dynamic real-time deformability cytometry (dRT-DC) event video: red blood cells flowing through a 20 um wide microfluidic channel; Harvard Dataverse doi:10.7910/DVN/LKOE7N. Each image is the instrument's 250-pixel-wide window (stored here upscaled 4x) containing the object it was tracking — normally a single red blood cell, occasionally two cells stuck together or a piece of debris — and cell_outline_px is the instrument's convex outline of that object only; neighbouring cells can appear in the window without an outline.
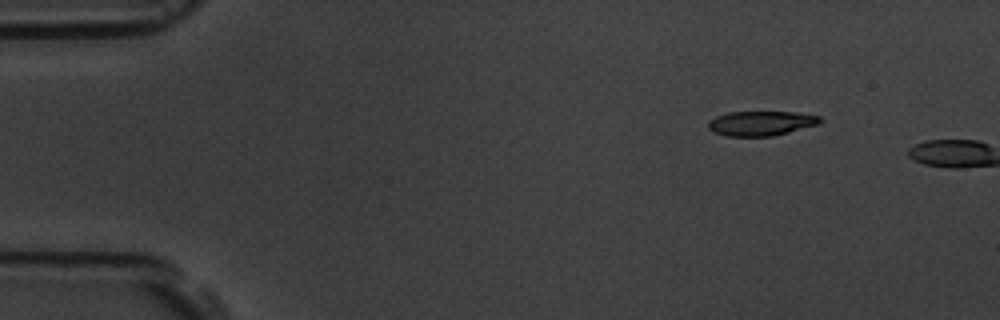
{"species": "common noctule bat (a hibernating species)", "species_latin": "Nyctalus noctula", "temperature_condition": "room temperature", "stored_images_in_passage": 2, "camera_frame_rate_fps": 3000, "um_per_image_px": 0.085, "animal": {"sex": "male", "body_mass_g": 19.5, "forearm_length_mm": 54.6}, "frame": {"image": 1, "passage_image": 1, "time_ms": 0.0, "image_size_px": [1000, 320], "cell_outline_px": [[824, 120], [820, 124], [772, 136], [728, 136], [716, 132], [708, 128], [708, 120], [716, 116], [728, 112], [796, 112], [820, 116]], "centroid_in_image_um": [64.72, 10.47], "position_along_channel_um": 20.3, "area_um2": 16.07}}